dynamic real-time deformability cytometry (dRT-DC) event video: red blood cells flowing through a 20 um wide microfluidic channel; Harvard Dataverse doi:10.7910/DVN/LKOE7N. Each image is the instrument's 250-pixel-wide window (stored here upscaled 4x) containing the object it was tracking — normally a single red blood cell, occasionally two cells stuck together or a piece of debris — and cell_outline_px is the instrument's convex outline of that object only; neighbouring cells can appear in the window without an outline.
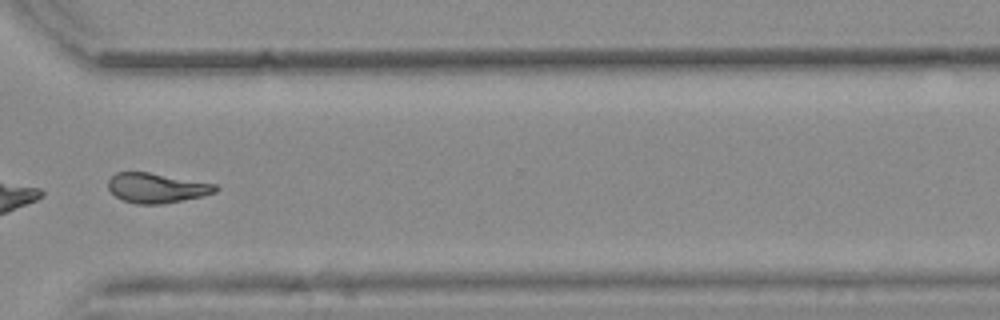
{"species": "common noctule bat (a hibernating species)", "species_latin": "Nyctalus noctula", "temperature_condition": "warm", "stored_images_in_passage": 44, "camera_frame_rate_fps": 3000, "um_per_image_px": 0.085, "animal": {"sex": "female", "body_mass_g": 25.1}, "frame": {"image": 1, "passage_image": 38, "time_ms": 12.333, "image_size_px": [1000, 320], "cell_outline_px": [[220, 188], [216, 192], [204, 196], [164, 204], [136, 204], [124, 200], [116, 196], [108, 188], [108, 180], [116, 172], [148, 172], [216, 184]], "centroid_in_image_um": [13.34, 15.98], "position_along_channel_um": 357.3, "area_um2": 18.67}, "authors_computed_cell_mechanics": {"area_um2": 19.652, "velocity_mm_per_s": 3.8325, "shape_relaxation_time_tau1_ms": null, "shape_relaxation_time_tau2_ms": 4.2809, "deformation_change_tau1": null, "deformation_change_tau2": 0.1338}}